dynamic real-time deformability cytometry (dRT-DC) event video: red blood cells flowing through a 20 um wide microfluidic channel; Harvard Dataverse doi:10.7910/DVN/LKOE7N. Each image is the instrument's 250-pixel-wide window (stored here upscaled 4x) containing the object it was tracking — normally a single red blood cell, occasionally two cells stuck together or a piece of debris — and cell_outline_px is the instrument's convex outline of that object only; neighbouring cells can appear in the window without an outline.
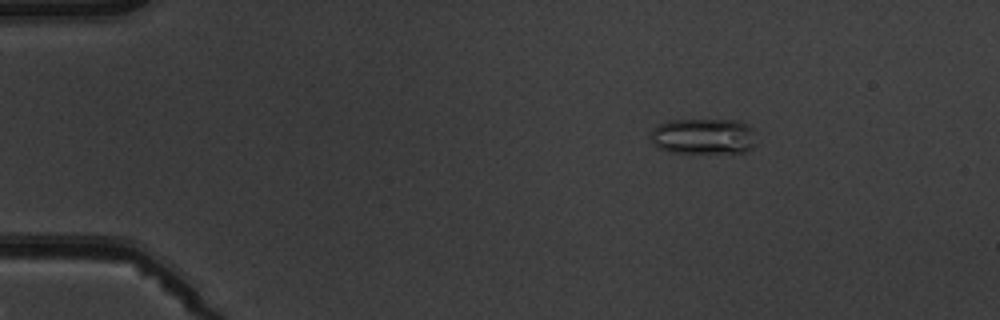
{"species": "common noctule bat (a hibernating species)", "species_latin": "Nyctalus noctula", "temperature_condition": "warm", "stored_images_in_passage": 6, "camera_frame_rate_fps": 3000, "um_per_image_px": 0.085, "animal": {"sex": "male", "body_mass_g": 19.5, "forearm_length_mm": 54.6}, "frame": {"image": 1, "passage_image": 3, "time_ms": 2.333, "image_size_px": [1000, 320], "cell_outline_px": [[756, 144], [752, 148], [744, 152], [732, 156], [668, 152], [656, 148], [652, 144], [652, 128], [668, 120], [736, 120], [748, 124], [756, 132]], "centroid_in_image_um": [59.86, 11.65], "position_along_channel_um": 25.1, "area_um2": 23.41}}
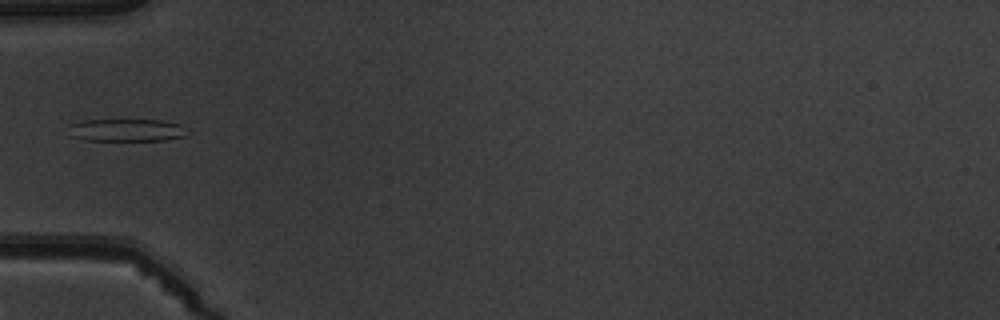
{"frame": {"image": 2, "passage_image": 6, "time_ms": 5.667, "image_size_px": [1000, 320], "cell_outline_px": [[188, 128], [184, 136], [164, 140], [84, 140], [72, 136], [68, 124], [84, 120], [160, 120], [180, 124]], "centroid_in_image_um": [10.76, 11.05], "position_along_channel_um": 74.2, "area_um2": 15.49}}